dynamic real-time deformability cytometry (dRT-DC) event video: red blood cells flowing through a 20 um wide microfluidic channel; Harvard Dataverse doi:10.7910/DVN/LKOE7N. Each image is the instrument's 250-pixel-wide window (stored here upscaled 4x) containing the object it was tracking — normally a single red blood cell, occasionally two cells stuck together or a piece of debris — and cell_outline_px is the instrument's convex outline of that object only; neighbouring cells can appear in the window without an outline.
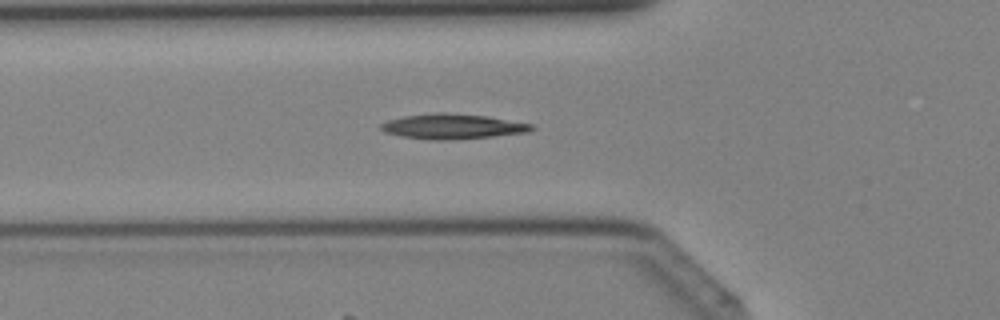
{"species": "Egyptian fruit bat (a non-hibernating species)", "species_latin": "Rousettus aegyptiacus", "temperature_condition": "cold", "stored_images_in_passage": 40, "camera_frame_rate_fps": 3000, "um_per_image_px": 0.085, "animal": {"sex": "female"}, "frame": {"image": 1, "passage_image": 14, "time_ms": 4.333, "image_size_px": [1000, 320], "cell_outline_px": [[536, 128], [528, 132], [492, 136], [448, 140], [428, 140], [400, 136], [384, 132], [380, 128], [380, 124], [388, 120], [404, 116], [436, 112], [444, 112], [484, 116], [532, 124]], "centroid_in_image_um": [38.41, 10.75], "position_along_channel_um": 87.4, "area_um2": 21.91}}
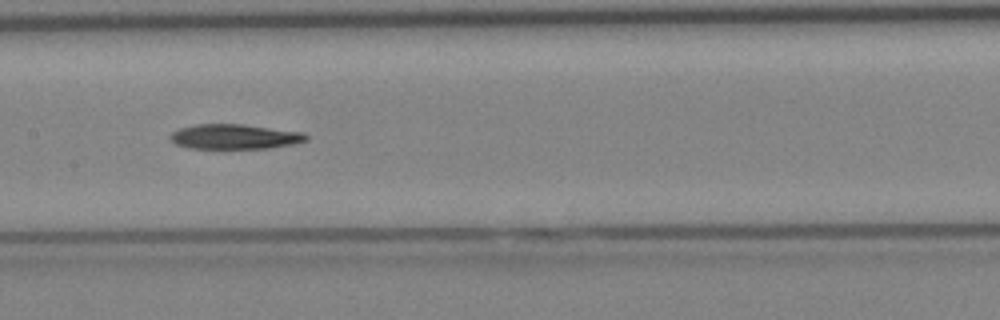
{"frame": {"image": 2, "passage_image": 20, "time_ms": 6.333, "image_size_px": [1000, 320], "cell_outline_px": [[308, 140], [292, 144], [268, 148], [188, 148], [176, 144], [168, 136], [172, 132], [180, 128], [196, 124], [244, 124], [304, 132], [308, 136]], "centroid_in_image_um": [19.95, 11.61], "position_along_channel_um": 187.4, "area_um2": 19.71}}
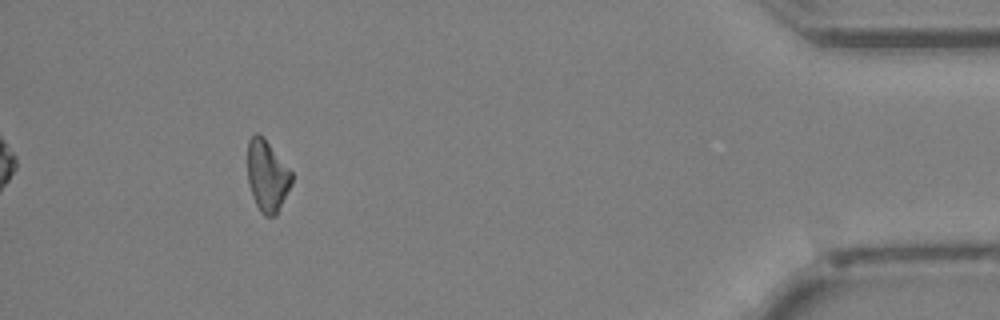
{"frame": {"image": 3, "passage_image": 37, "time_ms": 12.0, "image_size_px": [1000, 320], "cell_outline_px": [[292, 184], [276, 216], [264, 216], [260, 212], [256, 204], [248, 184], [248, 140], [256, 132], [264, 136], [292, 172]], "centroid_in_image_um": [22.72, 14.94], "position_along_channel_um": 412.5, "area_um2": 18.5}}